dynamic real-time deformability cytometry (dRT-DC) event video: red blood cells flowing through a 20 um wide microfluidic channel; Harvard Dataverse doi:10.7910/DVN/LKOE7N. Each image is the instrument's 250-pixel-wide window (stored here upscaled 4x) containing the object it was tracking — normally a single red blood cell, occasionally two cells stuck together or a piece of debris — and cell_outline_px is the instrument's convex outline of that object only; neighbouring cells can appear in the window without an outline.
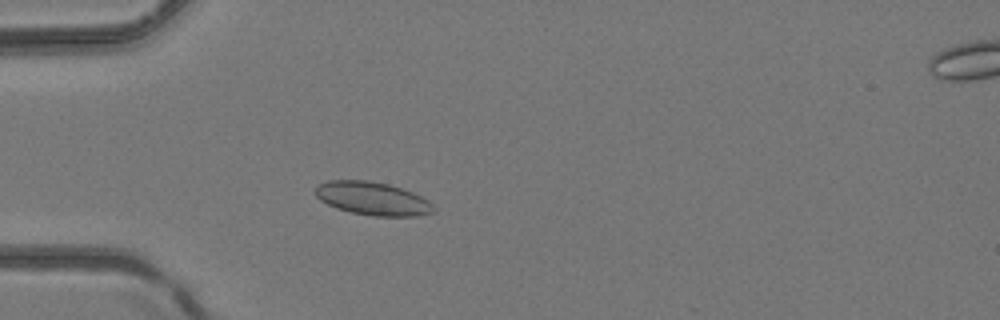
{"species": "common noctule bat (a hibernating species)", "species_latin": "Nyctalus noctula", "temperature_condition": "room temperature", "stored_images_in_passage": 3, "camera_frame_rate_fps": 3000, "um_per_image_px": 0.085, "animal": {"sex": "female", "body_mass_g": 24.6, "forearm_length_mm": 56.2}, "frame": {"image": 1, "passage_image": 2, "time_ms": 0.333, "image_size_px": [1000, 320], "cell_outline_px": [[436, 212], [420, 216], [376, 216], [352, 212], [336, 208], [320, 200], [316, 196], [316, 188], [320, 184], [328, 180], [368, 180], [388, 184], [412, 192], [428, 200], [436, 208]], "centroid_in_image_um": [31.71, 16.88], "position_along_channel_um": 53.3, "area_um2": 22.83}}